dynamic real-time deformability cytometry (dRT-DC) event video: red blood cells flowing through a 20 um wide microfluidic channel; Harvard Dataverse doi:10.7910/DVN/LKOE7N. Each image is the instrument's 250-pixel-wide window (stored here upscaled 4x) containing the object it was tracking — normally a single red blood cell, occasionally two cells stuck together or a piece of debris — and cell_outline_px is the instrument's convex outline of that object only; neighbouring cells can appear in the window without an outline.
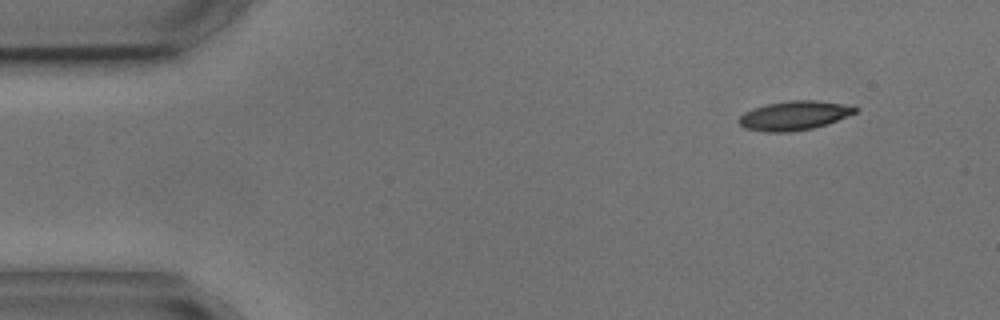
{"species": "common noctule bat (a hibernating species)", "species_latin": "Nyctalus noctula", "temperature_condition": "cold", "stored_images_in_passage": 3, "camera_frame_rate_fps": 3000, "um_per_image_px": 0.085, "animal": {"sex": "male", "body_mass_g": 17.9, "forearm_length_mm": 54.2}, "frame": {"image": 1, "passage_image": 1, "time_ms": 0.0, "image_size_px": [1000, 320], "cell_outline_px": [[860, 108], [856, 112], [828, 124], [812, 128], [792, 132], [764, 132], [744, 128], [740, 124], [740, 116], [744, 112], [768, 104], [788, 100], [812, 100], [840, 104]], "centroid_in_image_um": [67.5, 9.83], "position_along_channel_um": 17.5, "area_um2": 19.48}}
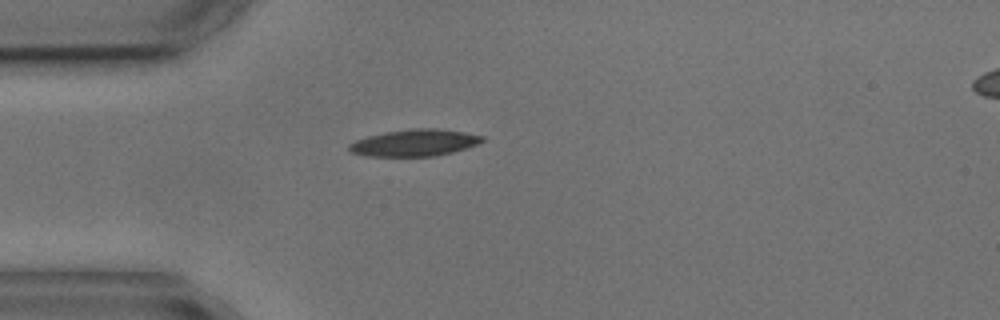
{"frame": {"image": 2, "passage_image": 3, "time_ms": 3.0, "image_size_px": [1000, 320], "cell_outline_px": [[484, 140], [476, 144], [452, 152], [436, 156], [364, 156], [348, 152], [348, 144], [356, 140], [368, 136], [388, 132], [412, 128], [436, 128], [464, 132], [484, 136]], "centroid_in_image_um": [35.19, 12.14], "position_along_channel_um": 49.8, "area_um2": 20.69}}